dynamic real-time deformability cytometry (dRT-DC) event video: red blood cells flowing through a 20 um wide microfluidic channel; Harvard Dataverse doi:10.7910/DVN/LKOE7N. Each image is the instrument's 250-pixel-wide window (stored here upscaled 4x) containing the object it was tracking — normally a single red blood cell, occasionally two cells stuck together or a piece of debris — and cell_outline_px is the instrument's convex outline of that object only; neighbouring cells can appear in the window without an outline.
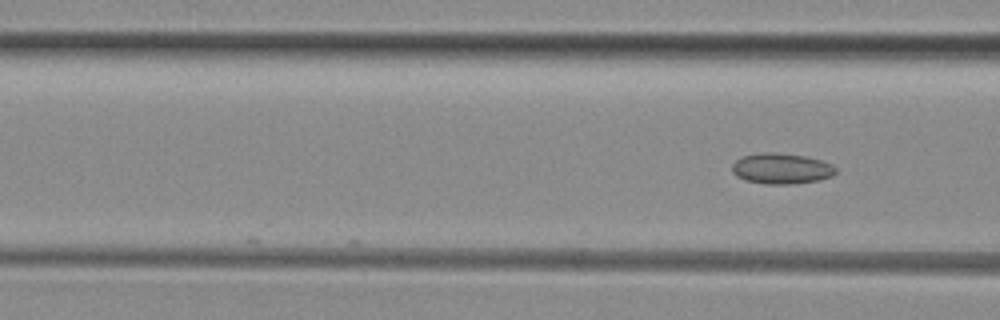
{"species": "common noctule bat (a hibernating species)", "species_latin": "Nyctalus noctula", "temperature_condition": "room temperature", "stored_images_in_passage": 4, "camera_frame_rate_fps": 3000, "um_per_image_px": 0.085, "animal": {"sex": "female", "body_mass_g": 29.2, "forearm_length_mm": 56.3}, "frame": {"image": 1, "passage_image": 4, "time_ms": 1.0, "image_size_px": [1000, 320], "cell_outline_px": [[836, 172], [832, 176], [820, 180], [792, 184], [764, 184], [744, 180], [736, 176], [732, 172], [732, 164], [736, 160], [744, 156], [764, 152], [776, 152], [804, 156], [820, 160], [832, 164], [836, 168]], "centroid_in_image_um": [66.41, 14.34], "position_along_channel_um": 100.2, "area_um2": 18.61}}